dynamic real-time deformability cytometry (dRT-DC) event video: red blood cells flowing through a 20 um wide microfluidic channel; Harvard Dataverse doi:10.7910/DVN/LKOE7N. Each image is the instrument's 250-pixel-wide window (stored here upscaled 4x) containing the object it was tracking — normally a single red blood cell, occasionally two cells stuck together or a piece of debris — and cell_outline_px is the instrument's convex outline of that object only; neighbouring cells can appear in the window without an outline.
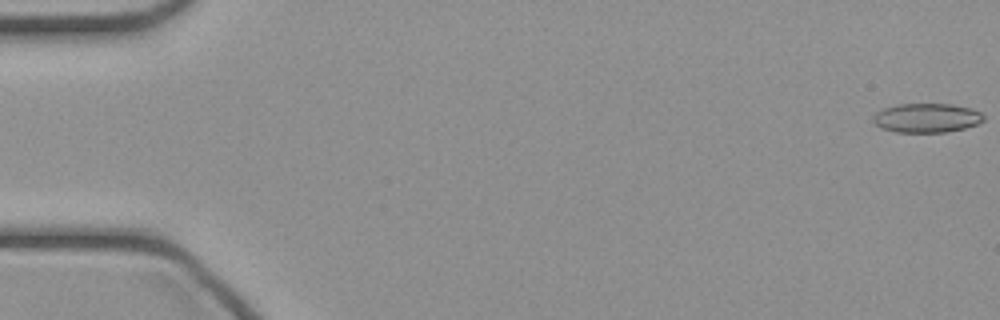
{"species": "common noctule bat (a hibernating species)", "species_latin": "Nyctalus noctula", "temperature_condition": "cold", "stored_images_in_passage": 47, "camera_frame_rate_fps": 3000, "um_per_image_px": 0.085, "animal": {"sex": "female", "body_mass_g": 21.9}, "frame": {"image": 1, "passage_image": 1, "time_ms": 0.0, "image_size_px": [1000, 320], "cell_outline_px": [[984, 120], [976, 124], [964, 128], [944, 132], [896, 132], [880, 128], [872, 120], [872, 116], [876, 112], [884, 108], [896, 104], [952, 104], [972, 108], [980, 112], [984, 116]], "centroid_in_image_um": [78.74, 10.02], "position_along_channel_um": 6.3, "area_um2": 18.84}}
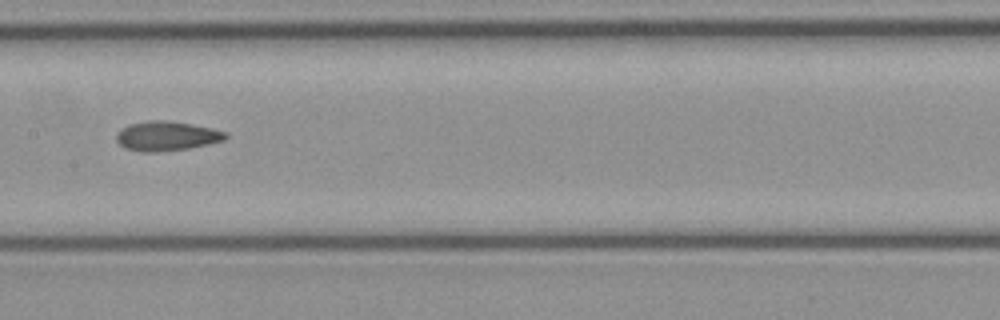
{"frame": {"image": 2, "passage_image": 24, "time_ms": 7.667, "image_size_px": [1000, 320], "cell_outline_px": [[228, 136], [224, 140], [208, 144], [188, 148], [156, 152], [140, 152], [124, 148], [116, 140], [116, 132], [120, 128], [128, 124], [148, 120], [160, 120], [192, 124], [212, 128], [228, 132]], "centroid_in_image_um": [14.13, 11.56], "position_along_channel_um": 193.3, "area_um2": 18.9}}
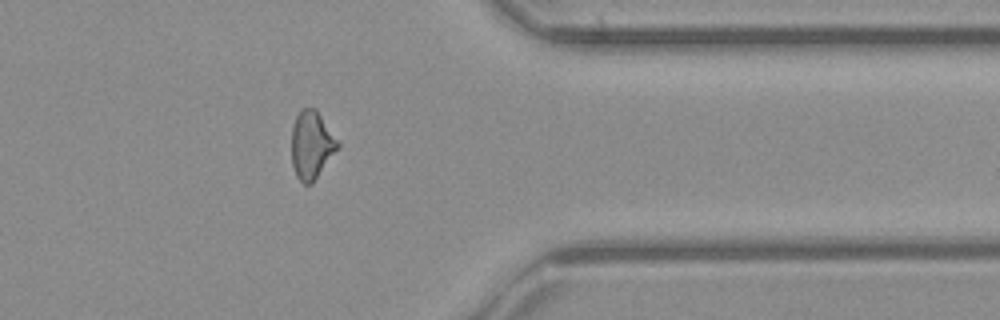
{"frame": {"image": 3, "passage_image": 38, "time_ms": 12.333, "image_size_px": [1000, 320], "cell_outline_px": [[340, 148], [312, 184], [304, 184], [296, 176], [292, 164], [292, 128], [296, 116], [300, 108], [316, 108], [340, 144]], "centroid_in_image_um": [26.5, 12.33], "position_along_channel_um": 384.9, "area_um2": 18.44}}